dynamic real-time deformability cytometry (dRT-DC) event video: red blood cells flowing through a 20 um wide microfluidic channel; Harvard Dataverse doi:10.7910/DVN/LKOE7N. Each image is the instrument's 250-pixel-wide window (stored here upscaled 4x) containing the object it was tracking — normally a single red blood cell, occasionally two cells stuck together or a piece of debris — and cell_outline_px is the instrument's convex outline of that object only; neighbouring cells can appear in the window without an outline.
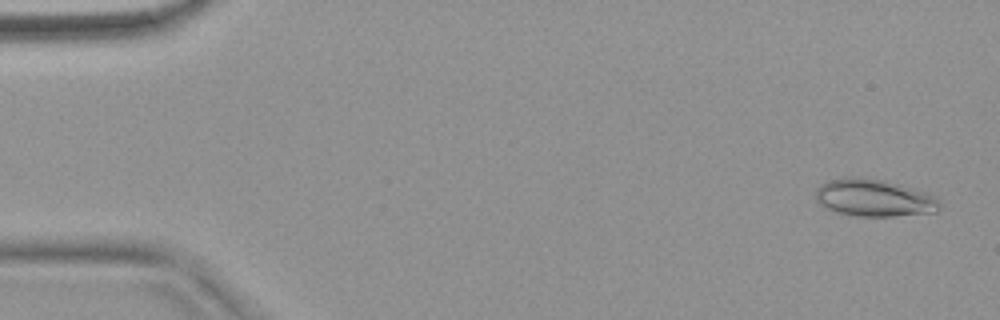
{"species": "common noctule bat (a hibernating species)", "species_latin": "Nyctalus noctula", "temperature_condition": "warm", "stored_images_in_passage": 53, "camera_frame_rate_fps": 3000, "um_per_image_px": 0.085, "animal": {"sex": "female", "body_mass_g": 18.4}, "frame": {"image": 1, "passage_image": 2, "time_ms": 0.333, "image_size_px": [1000, 320], "cell_outline_px": [[940, 208], [936, 212], [892, 216], [856, 216], [836, 212], [824, 208], [816, 200], [816, 188], [820, 184], [828, 180], [844, 176], [860, 176], [884, 180], [900, 184], [936, 196], [940, 200]], "centroid_in_image_um": [74.26, 16.8], "position_along_channel_um": 10.7, "area_um2": 27.34}}
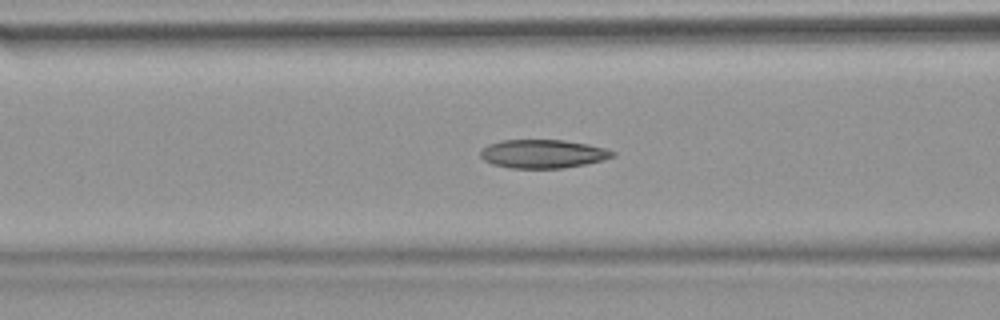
{"frame": {"image": 2, "passage_image": 21, "time_ms": 6.667, "image_size_px": [1000, 320], "cell_outline_px": [[616, 156], [604, 160], [564, 168], [512, 168], [492, 164], [484, 160], [480, 156], [480, 152], [488, 144], [500, 140], [564, 140], [588, 144], [604, 148], [616, 152]], "centroid_in_image_um": [46.16, 13.07], "position_along_channel_um": 120.4, "area_um2": 22.02}}
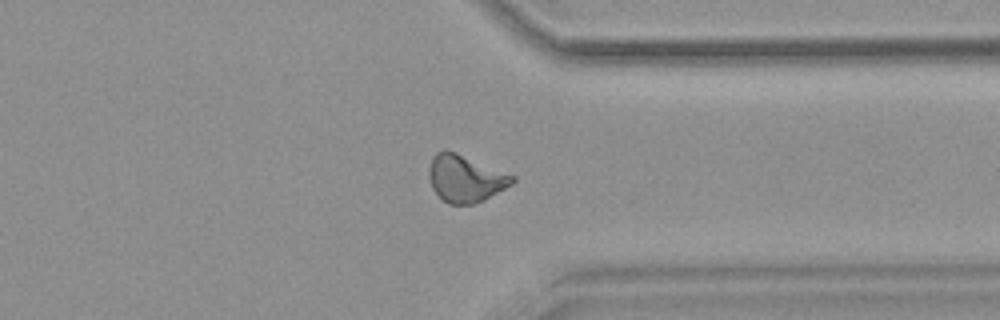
{"frame": {"image": 3, "passage_image": 41, "time_ms": 13.333, "image_size_px": [1000, 320], "cell_outline_px": [[516, 180], [512, 184], [484, 200], [476, 204], [448, 204], [432, 188], [428, 176], [428, 172], [432, 156], [436, 152], [444, 148], [456, 152], [516, 176]], "centroid_in_image_um": [39.55, 15.15], "position_along_channel_um": 371.9, "area_um2": 23.0}, "authors_computed_cell_mechanics": {"area_um2": 22.4842, "velocity_mm_per_s": 3.8008, "shape_relaxation_time_tau1_ms": null, "shape_relaxation_time_tau2_ms": 3.1417, "deformation_change_tau1": null, "deformation_change_tau2": 0.0976}}